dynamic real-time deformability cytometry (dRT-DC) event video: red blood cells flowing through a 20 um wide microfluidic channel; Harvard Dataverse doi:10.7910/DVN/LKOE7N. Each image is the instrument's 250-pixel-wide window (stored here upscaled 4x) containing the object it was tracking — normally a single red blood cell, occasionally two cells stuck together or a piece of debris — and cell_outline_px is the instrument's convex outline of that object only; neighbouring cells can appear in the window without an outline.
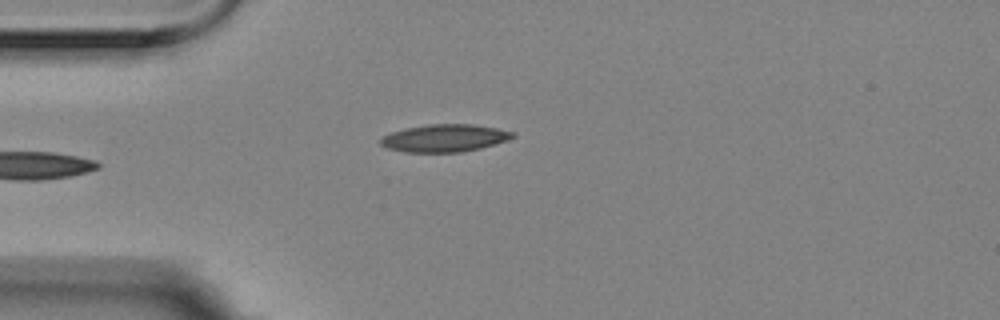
{"species": "Egyptian fruit bat (a non-hibernating species)", "species_latin": "Rousettus aegyptiacus", "temperature_condition": "room temperature", "stored_images_in_passage": 3, "camera_frame_rate_fps": 3000, "um_per_image_px": 0.085, "animal": {"sex": "female"}, "frame": {"image": 1, "passage_image": 3, "time_ms": 0.667, "image_size_px": [1000, 320], "cell_outline_px": [[516, 136], [508, 140], [480, 148], [460, 152], [404, 152], [388, 148], [380, 144], [380, 136], [404, 128], [428, 124], [472, 124], [496, 128], [516, 132]], "centroid_in_image_um": [37.78, 11.73], "position_along_channel_um": 47.2, "area_um2": 21.27}}